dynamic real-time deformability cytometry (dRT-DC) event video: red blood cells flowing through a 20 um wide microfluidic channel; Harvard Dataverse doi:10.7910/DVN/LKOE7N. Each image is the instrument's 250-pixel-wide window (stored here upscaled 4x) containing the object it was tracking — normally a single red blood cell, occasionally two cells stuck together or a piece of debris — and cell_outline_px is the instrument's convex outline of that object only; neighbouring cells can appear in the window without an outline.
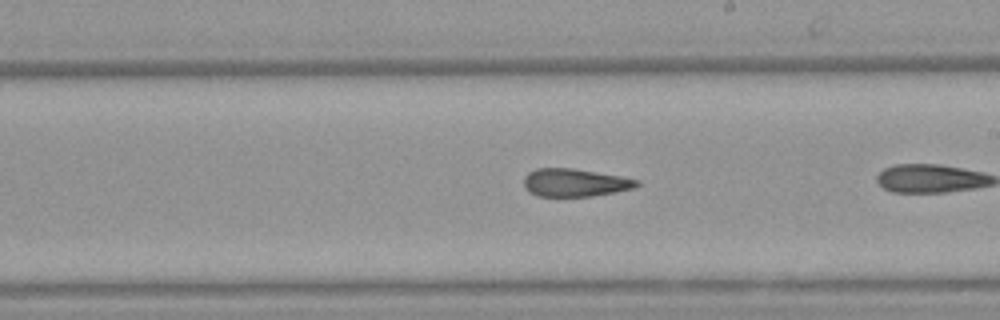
{"species": "Egyptian fruit bat (a non-hibernating species)", "species_latin": "Rousettus aegyptiacus", "temperature_condition": "warm", "stored_images_in_passage": 37, "camera_frame_rate_fps": 3000, "um_per_image_px": 0.085, "animal": {"sex": "female"}, "frame": {"image": 1, "passage_image": 27, "time_ms": 8.667, "image_size_px": [1000, 320], "cell_outline_px": [[640, 184], [632, 188], [592, 196], [536, 196], [528, 192], [524, 188], [524, 176], [528, 172], [536, 168], [572, 168], [620, 176], [640, 180]], "centroid_in_image_um": [48.81, 15.52], "position_along_channel_um": 240.2, "area_um2": 18.32}}